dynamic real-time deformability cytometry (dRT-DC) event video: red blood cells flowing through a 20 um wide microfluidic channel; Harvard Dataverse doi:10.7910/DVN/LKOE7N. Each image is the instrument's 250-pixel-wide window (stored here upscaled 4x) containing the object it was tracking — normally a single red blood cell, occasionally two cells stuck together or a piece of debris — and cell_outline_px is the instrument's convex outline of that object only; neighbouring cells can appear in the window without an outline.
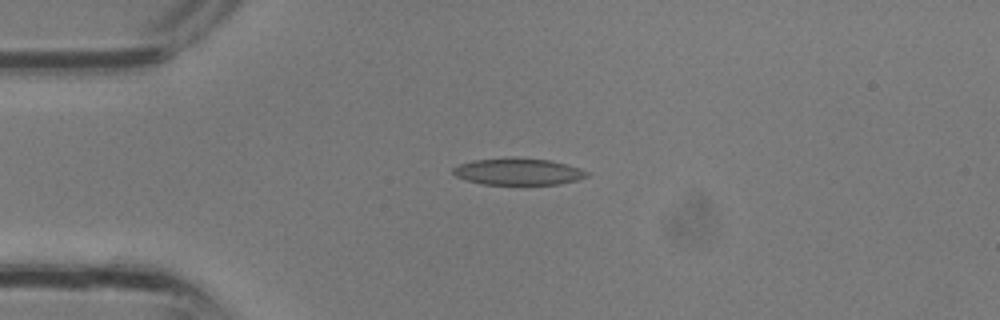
{"species": "common noctule bat (a hibernating species)", "species_latin": "Nyctalus noctula", "temperature_condition": "room temperature", "stored_images_in_passage": 2, "camera_frame_rate_fps": 3000, "um_per_image_px": 0.085, "animal": {"sex": "male", "body_mass_g": 13.3}, "frame": {"image": 1, "passage_image": 1, "time_ms": 0.0, "image_size_px": [1000, 320], "cell_outline_px": [[588, 176], [576, 180], [560, 184], [480, 184], [456, 176], [452, 172], [452, 168], [460, 164], [472, 160], [512, 156], [552, 160], [568, 164], [580, 168], [588, 172]], "centroid_in_image_um": [44.04, 14.56], "position_along_channel_um": 41.0, "area_um2": 21.15}}
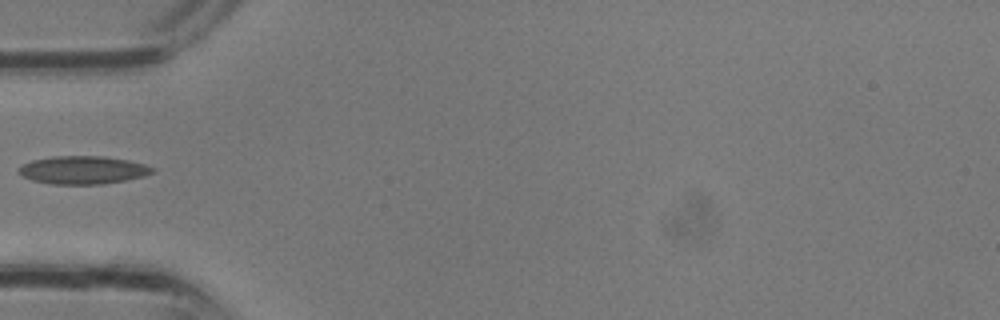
{"frame": {"image": 2, "passage_image": 2, "time_ms": 0.333, "image_size_px": [1000, 320], "cell_outline_px": [[156, 172], [144, 176], [104, 184], [52, 184], [32, 180], [16, 172], [16, 168], [32, 160], [52, 156], [100, 156], [128, 160], [144, 164], [156, 168]], "centroid_in_image_um": [7.05, 14.45], "position_along_channel_um": 78.0, "area_um2": 21.91}}